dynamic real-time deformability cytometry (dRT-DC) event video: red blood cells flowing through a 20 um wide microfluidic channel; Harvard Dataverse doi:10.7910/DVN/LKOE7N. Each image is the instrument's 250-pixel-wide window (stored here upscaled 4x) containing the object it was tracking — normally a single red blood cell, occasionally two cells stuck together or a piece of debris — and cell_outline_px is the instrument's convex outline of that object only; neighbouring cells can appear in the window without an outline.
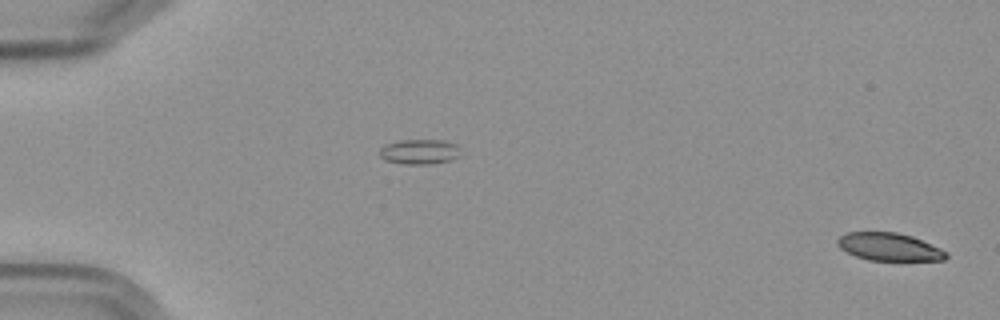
{"species": "Egyptian fruit bat (a non-hibernating species)", "species_latin": "Rousettus aegyptiacus", "temperature_condition": "cold", "stored_images_in_passage": 6, "segment_of_instrument_passage": [2, 2], "camera_frame_rate_fps": 3000, "um_per_image_px": 0.085, "frame": {"image": 1, "passage_image": 6, "time_ms": 5.667, "image_size_px": [1000, 320], "cell_outline_px": [[948, 256], [944, 260], [868, 260], [856, 256], [840, 248], [836, 244], [836, 240], [840, 236], [848, 232], [896, 232], [912, 236], [940, 248], [948, 252]], "centroid_in_image_um": [75.57, 20.98], "position_along_channel_um": 9.4, "area_um2": 17.51}}